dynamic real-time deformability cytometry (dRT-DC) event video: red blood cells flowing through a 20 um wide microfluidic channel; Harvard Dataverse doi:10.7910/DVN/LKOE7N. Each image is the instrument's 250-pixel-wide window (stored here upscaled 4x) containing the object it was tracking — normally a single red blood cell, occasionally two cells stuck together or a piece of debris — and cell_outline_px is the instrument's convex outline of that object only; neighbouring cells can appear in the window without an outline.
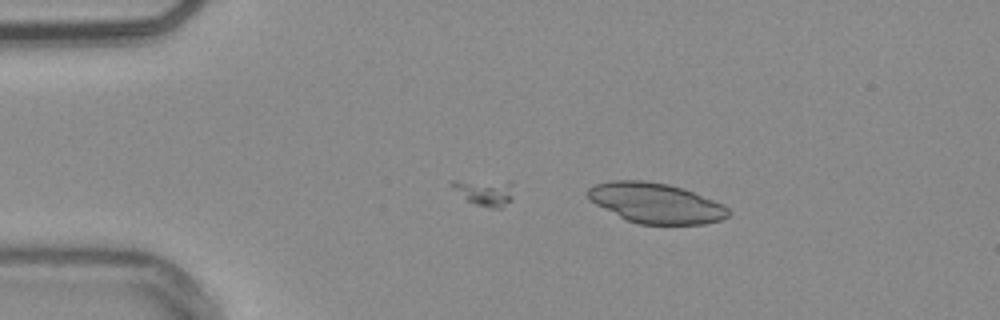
{"species": "common noctule bat (a hibernating species)", "species_latin": "Nyctalus noctula", "temperature_condition": "warm", "stored_images_in_passage": 10, "camera_frame_rate_fps": 3000, "um_per_image_px": 0.085, "animal": {"sex": "male", "body_mass_g": 20.4}, "frame": {"image": 1, "passage_image": 10, "time_ms": 3.0, "image_size_px": [1000, 320], "cell_outline_px": [[728, 216], [720, 220], [704, 224], [636, 224], [588, 200], [588, 188], [596, 184], [612, 180], [644, 180], [668, 184], [684, 188], [724, 204], [728, 208]], "centroid_in_image_um": [55.75, 17.25], "position_along_channel_um": 29.2, "area_um2": 32.77}}